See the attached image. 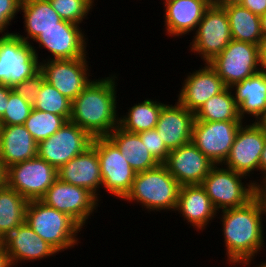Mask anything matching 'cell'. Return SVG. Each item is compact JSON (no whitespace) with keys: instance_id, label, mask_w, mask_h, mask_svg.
I'll return each instance as SVG.
<instances>
[{"instance_id":"6da1fadb","label":"cell","mask_w":266,"mask_h":267,"mask_svg":"<svg viewBox=\"0 0 266 267\" xmlns=\"http://www.w3.org/2000/svg\"><path fill=\"white\" fill-rule=\"evenodd\" d=\"M222 214H221V213ZM218 219L222 222V235L225 257L231 267L251 266L255 256L264 249L265 237L263 212L259 201L254 197L246 205L238 208L221 210Z\"/></svg>"},{"instance_id":"7a4b0ae2","label":"cell","mask_w":266,"mask_h":267,"mask_svg":"<svg viewBox=\"0 0 266 267\" xmlns=\"http://www.w3.org/2000/svg\"><path fill=\"white\" fill-rule=\"evenodd\" d=\"M118 76L96 78L72 101L69 121L85 130L92 138L108 136L119 126L117 107Z\"/></svg>"},{"instance_id":"3957f363","label":"cell","mask_w":266,"mask_h":267,"mask_svg":"<svg viewBox=\"0 0 266 267\" xmlns=\"http://www.w3.org/2000/svg\"><path fill=\"white\" fill-rule=\"evenodd\" d=\"M181 185L164 164L135 174L130 192L123 199L150 212L175 211Z\"/></svg>"},{"instance_id":"277c9868","label":"cell","mask_w":266,"mask_h":267,"mask_svg":"<svg viewBox=\"0 0 266 267\" xmlns=\"http://www.w3.org/2000/svg\"><path fill=\"white\" fill-rule=\"evenodd\" d=\"M25 222L59 253L81 243L82 227L69 215L46 205L41 200L28 202Z\"/></svg>"},{"instance_id":"5b68a950","label":"cell","mask_w":266,"mask_h":267,"mask_svg":"<svg viewBox=\"0 0 266 267\" xmlns=\"http://www.w3.org/2000/svg\"><path fill=\"white\" fill-rule=\"evenodd\" d=\"M247 178V176L225 168L223 165H215L201 186L219 212L229 208L242 207L254 198L256 179L246 182L248 181ZM243 179L247 180L244 181Z\"/></svg>"},{"instance_id":"8992f818","label":"cell","mask_w":266,"mask_h":267,"mask_svg":"<svg viewBox=\"0 0 266 267\" xmlns=\"http://www.w3.org/2000/svg\"><path fill=\"white\" fill-rule=\"evenodd\" d=\"M192 34L194 36L189 45L190 52L199 55L204 63H209L232 40L229 18L225 9L212 2Z\"/></svg>"},{"instance_id":"52a82bcc","label":"cell","mask_w":266,"mask_h":267,"mask_svg":"<svg viewBox=\"0 0 266 267\" xmlns=\"http://www.w3.org/2000/svg\"><path fill=\"white\" fill-rule=\"evenodd\" d=\"M34 44L24 42L15 33L0 42V84L13 87L40 70V57Z\"/></svg>"},{"instance_id":"ba28073f","label":"cell","mask_w":266,"mask_h":267,"mask_svg":"<svg viewBox=\"0 0 266 267\" xmlns=\"http://www.w3.org/2000/svg\"><path fill=\"white\" fill-rule=\"evenodd\" d=\"M57 178V169L36 156L6 168L5 184L32 201L40 200Z\"/></svg>"},{"instance_id":"9c48e42d","label":"cell","mask_w":266,"mask_h":267,"mask_svg":"<svg viewBox=\"0 0 266 267\" xmlns=\"http://www.w3.org/2000/svg\"><path fill=\"white\" fill-rule=\"evenodd\" d=\"M91 145L97 150L100 161L102 189L123 201L136 173L107 136L93 138Z\"/></svg>"},{"instance_id":"30bf717a","label":"cell","mask_w":266,"mask_h":267,"mask_svg":"<svg viewBox=\"0 0 266 267\" xmlns=\"http://www.w3.org/2000/svg\"><path fill=\"white\" fill-rule=\"evenodd\" d=\"M209 65L230 88L260 71L259 45L232 39Z\"/></svg>"},{"instance_id":"8fae6325","label":"cell","mask_w":266,"mask_h":267,"mask_svg":"<svg viewBox=\"0 0 266 267\" xmlns=\"http://www.w3.org/2000/svg\"><path fill=\"white\" fill-rule=\"evenodd\" d=\"M248 122L250 123L244 122L238 130L223 166L251 179L254 171L260 172V157L266 143V129L261 122Z\"/></svg>"},{"instance_id":"7c38bea8","label":"cell","mask_w":266,"mask_h":267,"mask_svg":"<svg viewBox=\"0 0 266 267\" xmlns=\"http://www.w3.org/2000/svg\"><path fill=\"white\" fill-rule=\"evenodd\" d=\"M43 203L69 215L82 228L97 212L100 201L87 189L71 185L59 178L40 199Z\"/></svg>"},{"instance_id":"4fadbf2b","label":"cell","mask_w":266,"mask_h":267,"mask_svg":"<svg viewBox=\"0 0 266 267\" xmlns=\"http://www.w3.org/2000/svg\"><path fill=\"white\" fill-rule=\"evenodd\" d=\"M243 123L194 121L191 142L215 165H223Z\"/></svg>"},{"instance_id":"5bb4252c","label":"cell","mask_w":266,"mask_h":267,"mask_svg":"<svg viewBox=\"0 0 266 267\" xmlns=\"http://www.w3.org/2000/svg\"><path fill=\"white\" fill-rule=\"evenodd\" d=\"M93 138L68 121L52 136L38 143L37 156L57 170L91 146Z\"/></svg>"},{"instance_id":"9a60e30c","label":"cell","mask_w":266,"mask_h":267,"mask_svg":"<svg viewBox=\"0 0 266 267\" xmlns=\"http://www.w3.org/2000/svg\"><path fill=\"white\" fill-rule=\"evenodd\" d=\"M88 57V58H87ZM89 56L77 59L40 61L45 81L73 101L90 83Z\"/></svg>"},{"instance_id":"2e32d148","label":"cell","mask_w":266,"mask_h":267,"mask_svg":"<svg viewBox=\"0 0 266 267\" xmlns=\"http://www.w3.org/2000/svg\"><path fill=\"white\" fill-rule=\"evenodd\" d=\"M80 25L61 20L58 27L50 28L40 33L33 41L50 52L44 60L77 59L88 55V37L84 34Z\"/></svg>"},{"instance_id":"e0dca14e","label":"cell","mask_w":266,"mask_h":267,"mask_svg":"<svg viewBox=\"0 0 266 267\" xmlns=\"http://www.w3.org/2000/svg\"><path fill=\"white\" fill-rule=\"evenodd\" d=\"M163 164L181 186L201 185L215 166L192 142L171 150Z\"/></svg>"},{"instance_id":"ac0fdd59","label":"cell","mask_w":266,"mask_h":267,"mask_svg":"<svg viewBox=\"0 0 266 267\" xmlns=\"http://www.w3.org/2000/svg\"><path fill=\"white\" fill-rule=\"evenodd\" d=\"M194 70L184 78L177 101L195 113L209 98L220 94L227 87L209 63Z\"/></svg>"},{"instance_id":"d6986e66","label":"cell","mask_w":266,"mask_h":267,"mask_svg":"<svg viewBox=\"0 0 266 267\" xmlns=\"http://www.w3.org/2000/svg\"><path fill=\"white\" fill-rule=\"evenodd\" d=\"M1 244L8 254L12 267H16L18 263L34 262L58 254L53 246L37 235L26 222L6 236Z\"/></svg>"},{"instance_id":"ffe728a7","label":"cell","mask_w":266,"mask_h":267,"mask_svg":"<svg viewBox=\"0 0 266 267\" xmlns=\"http://www.w3.org/2000/svg\"><path fill=\"white\" fill-rule=\"evenodd\" d=\"M61 181L89 190L99 201L102 188V176L97 150L91 145L58 170ZM100 195V196H99Z\"/></svg>"},{"instance_id":"44dd1931","label":"cell","mask_w":266,"mask_h":267,"mask_svg":"<svg viewBox=\"0 0 266 267\" xmlns=\"http://www.w3.org/2000/svg\"><path fill=\"white\" fill-rule=\"evenodd\" d=\"M211 3V0H164L165 34L181 38L194 33Z\"/></svg>"},{"instance_id":"7402d4cb","label":"cell","mask_w":266,"mask_h":267,"mask_svg":"<svg viewBox=\"0 0 266 267\" xmlns=\"http://www.w3.org/2000/svg\"><path fill=\"white\" fill-rule=\"evenodd\" d=\"M195 113L178 101L162 107L155 129L169 151L191 142Z\"/></svg>"},{"instance_id":"603a6c76","label":"cell","mask_w":266,"mask_h":267,"mask_svg":"<svg viewBox=\"0 0 266 267\" xmlns=\"http://www.w3.org/2000/svg\"><path fill=\"white\" fill-rule=\"evenodd\" d=\"M176 212L197 232H203L219 214L201 185L180 187Z\"/></svg>"},{"instance_id":"cb8c5ba5","label":"cell","mask_w":266,"mask_h":267,"mask_svg":"<svg viewBox=\"0 0 266 267\" xmlns=\"http://www.w3.org/2000/svg\"><path fill=\"white\" fill-rule=\"evenodd\" d=\"M230 88L242 121H248L245 117H253V120L250 118L251 122H261L266 117L265 72L259 71Z\"/></svg>"},{"instance_id":"d4e9b609","label":"cell","mask_w":266,"mask_h":267,"mask_svg":"<svg viewBox=\"0 0 266 267\" xmlns=\"http://www.w3.org/2000/svg\"><path fill=\"white\" fill-rule=\"evenodd\" d=\"M38 143L24 125L0 126V160L6 169L37 156Z\"/></svg>"},{"instance_id":"484cf974","label":"cell","mask_w":266,"mask_h":267,"mask_svg":"<svg viewBox=\"0 0 266 267\" xmlns=\"http://www.w3.org/2000/svg\"><path fill=\"white\" fill-rule=\"evenodd\" d=\"M22 12L26 34L21 35L19 32L15 34L28 44H33L32 41L45 30L58 27V23L62 20L49 0H22L20 14Z\"/></svg>"},{"instance_id":"4316f807","label":"cell","mask_w":266,"mask_h":267,"mask_svg":"<svg viewBox=\"0 0 266 267\" xmlns=\"http://www.w3.org/2000/svg\"><path fill=\"white\" fill-rule=\"evenodd\" d=\"M107 137L117 146L135 173L152 169L160 164L147 151L137 133L127 132L117 126Z\"/></svg>"},{"instance_id":"83f0119b","label":"cell","mask_w":266,"mask_h":267,"mask_svg":"<svg viewBox=\"0 0 266 267\" xmlns=\"http://www.w3.org/2000/svg\"><path fill=\"white\" fill-rule=\"evenodd\" d=\"M28 202L6 184L0 187V242L25 223Z\"/></svg>"},{"instance_id":"f1b7e54d","label":"cell","mask_w":266,"mask_h":267,"mask_svg":"<svg viewBox=\"0 0 266 267\" xmlns=\"http://www.w3.org/2000/svg\"><path fill=\"white\" fill-rule=\"evenodd\" d=\"M230 24L232 39L260 45L263 40L260 16L239 5L224 7Z\"/></svg>"},{"instance_id":"f546056e","label":"cell","mask_w":266,"mask_h":267,"mask_svg":"<svg viewBox=\"0 0 266 267\" xmlns=\"http://www.w3.org/2000/svg\"><path fill=\"white\" fill-rule=\"evenodd\" d=\"M147 98L129 107L125 115H119V127L127 132L139 133L154 129L158 122L163 102Z\"/></svg>"},{"instance_id":"4dcf8cb0","label":"cell","mask_w":266,"mask_h":267,"mask_svg":"<svg viewBox=\"0 0 266 267\" xmlns=\"http://www.w3.org/2000/svg\"><path fill=\"white\" fill-rule=\"evenodd\" d=\"M195 121H242L231 88L209 98L196 112Z\"/></svg>"},{"instance_id":"1f68e13d","label":"cell","mask_w":266,"mask_h":267,"mask_svg":"<svg viewBox=\"0 0 266 267\" xmlns=\"http://www.w3.org/2000/svg\"><path fill=\"white\" fill-rule=\"evenodd\" d=\"M68 120L64 116L42 112L32 108L24 126L37 143L47 139L57 132Z\"/></svg>"},{"instance_id":"d6a6232c","label":"cell","mask_w":266,"mask_h":267,"mask_svg":"<svg viewBox=\"0 0 266 267\" xmlns=\"http://www.w3.org/2000/svg\"><path fill=\"white\" fill-rule=\"evenodd\" d=\"M71 107L72 101L46 81L43 82L33 104L36 110L64 116L68 121L71 116Z\"/></svg>"},{"instance_id":"836d02e7","label":"cell","mask_w":266,"mask_h":267,"mask_svg":"<svg viewBox=\"0 0 266 267\" xmlns=\"http://www.w3.org/2000/svg\"><path fill=\"white\" fill-rule=\"evenodd\" d=\"M96 0H49L62 20L81 25L94 9Z\"/></svg>"},{"instance_id":"e575fe53","label":"cell","mask_w":266,"mask_h":267,"mask_svg":"<svg viewBox=\"0 0 266 267\" xmlns=\"http://www.w3.org/2000/svg\"><path fill=\"white\" fill-rule=\"evenodd\" d=\"M32 108L30 103L11 89L5 113L0 117V126L24 125Z\"/></svg>"},{"instance_id":"d590c367","label":"cell","mask_w":266,"mask_h":267,"mask_svg":"<svg viewBox=\"0 0 266 267\" xmlns=\"http://www.w3.org/2000/svg\"><path fill=\"white\" fill-rule=\"evenodd\" d=\"M140 136L142 143L147 147V151L160 163L163 164L169 154V150L161 140V136L154 128L148 131L137 133Z\"/></svg>"},{"instance_id":"8d00e7d4","label":"cell","mask_w":266,"mask_h":267,"mask_svg":"<svg viewBox=\"0 0 266 267\" xmlns=\"http://www.w3.org/2000/svg\"><path fill=\"white\" fill-rule=\"evenodd\" d=\"M44 81L45 77L39 70L32 77L15 84L12 89L33 106Z\"/></svg>"},{"instance_id":"74e56055","label":"cell","mask_w":266,"mask_h":267,"mask_svg":"<svg viewBox=\"0 0 266 267\" xmlns=\"http://www.w3.org/2000/svg\"><path fill=\"white\" fill-rule=\"evenodd\" d=\"M21 2L22 0H0V33L5 35L15 33V31L10 33L7 29L20 12Z\"/></svg>"},{"instance_id":"f35d334b","label":"cell","mask_w":266,"mask_h":267,"mask_svg":"<svg viewBox=\"0 0 266 267\" xmlns=\"http://www.w3.org/2000/svg\"><path fill=\"white\" fill-rule=\"evenodd\" d=\"M257 181L255 182L254 197L259 201L261 208L266 216V176L257 179Z\"/></svg>"},{"instance_id":"ab89813d","label":"cell","mask_w":266,"mask_h":267,"mask_svg":"<svg viewBox=\"0 0 266 267\" xmlns=\"http://www.w3.org/2000/svg\"><path fill=\"white\" fill-rule=\"evenodd\" d=\"M241 5L259 16L266 13V0H243Z\"/></svg>"},{"instance_id":"60d3db41","label":"cell","mask_w":266,"mask_h":267,"mask_svg":"<svg viewBox=\"0 0 266 267\" xmlns=\"http://www.w3.org/2000/svg\"><path fill=\"white\" fill-rule=\"evenodd\" d=\"M11 86L0 84V117L5 113L6 105L8 104L9 92Z\"/></svg>"},{"instance_id":"b9f144b4","label":"cell","mask_w":266,"mask_h":267,"mask_svg":"<svg viewBox=\"0 0 266 267\" xmlns=\"http://www.w3.org/2000/svg\"><path fill=\"white\" fill-rule=\"evenodd\" d=\"M260 71L266 73V39L259 45Z\"/></svg>"},{"instance_id":"7bdbcfd3","label":"cell","mask_w":266,"mask_h":267,"mask_svg":"<svg viewBox=\"0 0 266 267\" xmlns=\"http://www.w3.org/2000/svg\"><path fill=\"white\" fill-rule=\"evenodd\" d=\"M0 267H12L5 248L0 243Z\"/></svg>"},{"instance_id":"ee69618b","label":"cell","mask_w":266,"mask_h":267,"mask_svg":"<svg viewBox=\"0 0 266 267\" xmlns=\"http://www.w3.org/2000/svg\"><path fill=\"white\" fill-rule=\"evenodd\" d=\"M257 174L262 175L260 178L266 176V143L260 157V173Z\"/></svg>"},{"instance_id":"f6af8a7d","label":"cell","mask_w":266,"mask_h":267,"mask_svg":"<svg viewBox=\"0 0 266 267\" xmlns=\"http://www.w3.org/2000/svg\"><path fill=\"white\" fill-rule=\"evenodd\" d=\"M243 0H214L213 3L220 7H227L230 5H239Z\"/></svg>"},{"instance_id":"bcb514c9","label":"cell","mask_w":266,"mask_h":267,"mask_svg":"<svg viewBox=\"0 0 266 267\" xmlns=\"http://www.w3.org/2000/svg\"><path fill=\"white\" fill-rule=\"evenodd\" d=\"M260 24L263 39H266V13L260 16Z\"/></svg>"},{"instance_id":"7dc6e473","label":"cell","mask_w":266,"mask_h":267,"mask_svg":"<svg viewBox=\"0 0 266 267\" xmlns=\"http://www.w3.org/2000/svg\"><path fill=\"white\" fill-rule=\"evenodd\" d=\"M5 173L6 169L3 167V164L1 163L0 160V187L5 184Z\"/></svg>"},{"instance_id":"c3c4849f","label":"cell","mask_w":266,"mask_h":267,"mask_svg":"<svg viewBox=\"0 0 266 267\" xmlns=\"http://www.w3.org/2000/svg\"><path fill=\"white\" fill-rule=\"evenodd\" d=\"M255 267H266V259L264 262L262 261L260 264H257Z\"/></svg>"},{"instance_id":"681fc988","label":"cell","mask_w":266,"mask_h":267,"mask_svg":"<svg viewBox=\"0 0 266 267\" xmlns=\"http://www.w3.org/2000/svg\"><path fill=\"white\" fill-rule=\"evenodd\" d=\"M261 123L263 124V126H264L265 129H266V117L261 121Z\"/></svg>"},{"instance_id":"f907efd6","label":"cell","mask_w":266,"mask_h":267,"mask_svg":"<svg viewBox=\"0 0 266 267\" xmlns=\"http://www.w3.org/2000/svg\"><path fill=\"white\" fill-rule=\"evenodd\" d=\"M0 42H1V40L6 36L5 34H2V33H0Z\"/></svg>"}]
</instances>
